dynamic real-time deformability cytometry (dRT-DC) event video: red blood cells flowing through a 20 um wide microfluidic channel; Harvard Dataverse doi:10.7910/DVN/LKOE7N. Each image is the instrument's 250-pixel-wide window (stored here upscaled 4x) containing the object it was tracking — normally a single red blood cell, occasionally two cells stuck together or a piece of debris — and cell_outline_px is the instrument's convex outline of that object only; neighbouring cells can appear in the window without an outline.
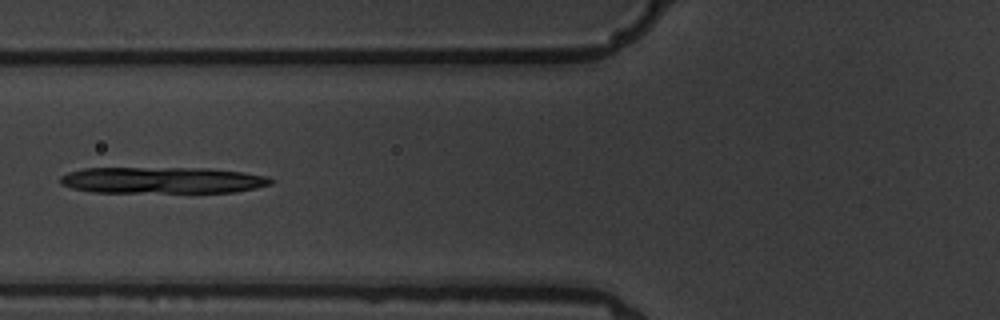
{"species": "common noctule bat (a hibernating species)", "species_latin": "Nyctalus noctula", "temperature_condition": "warm", "stored_images_in_passage": 9, "camera_frame_rate_fps": 3000, "um_per_image_px": 0.085, "animal": {"sex": "male", "body_mass_g": 19.5, "forearm_length_mm": 54.6}, "frame": {"image": 1, "passage_image": 7, "time_ms": 7.0, "image_size_px": [1000, 320], "cell_outline_px": [[276, 180], [272, 184], [256, 188], [236, 192], [92, 192], [72, 188], [60, 184], [60, 176], [68, 172], [84, 168], [208, 168], [244, 172], [268, 176]], "centroid_in_image_um": [13.84, 15.31], "position_along_channel_um": 112.0, "area_um2": 32.66}}